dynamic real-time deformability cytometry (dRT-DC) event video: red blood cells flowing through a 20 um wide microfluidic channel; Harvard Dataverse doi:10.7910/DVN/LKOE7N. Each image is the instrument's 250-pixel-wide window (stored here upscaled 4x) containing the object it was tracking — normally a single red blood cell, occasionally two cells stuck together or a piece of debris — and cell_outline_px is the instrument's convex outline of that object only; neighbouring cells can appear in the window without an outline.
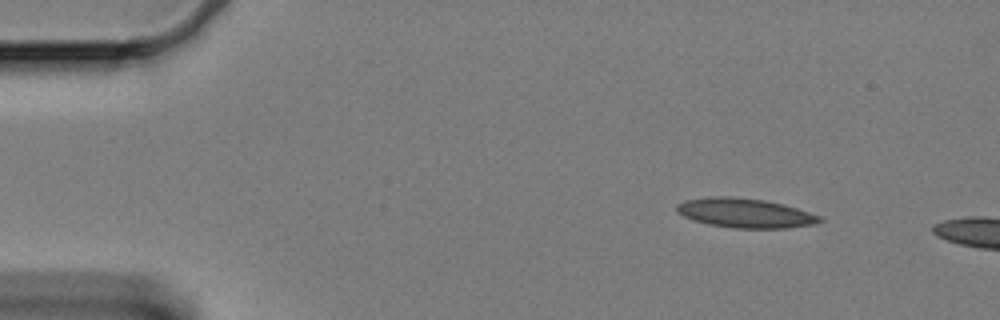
{"species": "Egyptian fruit bat (a non-hibernating species)", "species_latin": "Rousettus aegyptiacus", "temperature_condition": "cold", "stored_images_in_passage": 6, "camera_frame_rate_fps": 3000, "um_per_image_px": 0.085, "animal": {"sex": "female"}, "frame": {"image": 1, "passage_image": 1, "time_ms": 0.0, "image_size_px": [1000, 320], "cell_outline_px": [[824, 220], [816, 224], [788, 228], [732, 228], [708, 224], [692, 220], [684, 216], [676, 208], [676, 204], [684, 200], [708, 196], [732, 196], [764, 200], [784, 204], [820, 216]], "centroid_in_image_um": [63.33, 18.1], "position_along_channel_um": 21.7, "area_um2": 24.62}}